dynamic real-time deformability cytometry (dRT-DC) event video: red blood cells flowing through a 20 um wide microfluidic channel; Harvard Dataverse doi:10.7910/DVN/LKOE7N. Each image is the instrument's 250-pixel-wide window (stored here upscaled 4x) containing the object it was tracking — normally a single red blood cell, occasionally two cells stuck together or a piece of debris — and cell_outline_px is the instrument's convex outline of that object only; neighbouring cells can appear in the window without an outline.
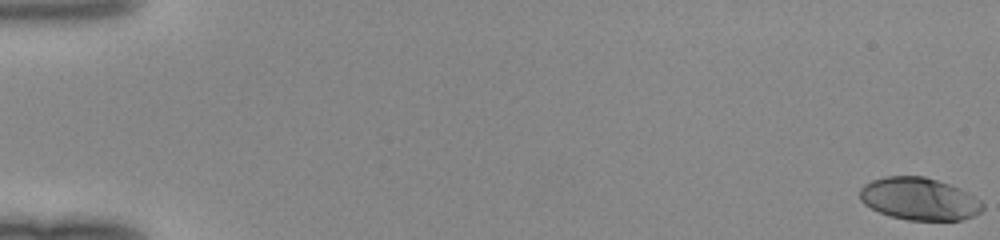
{"species": "human", "species_latin": "Homo sapiens", "temperature_condition": "room temperature", "stored_images_in_passage": 51, "camera_frame_rate_fps": 3000, "um_per_image_px": 0.085, "donor": {"sex": "female"}, "frame": {"image": 1, "passage_image": 1, "time_ms": 0.0, "image_size_px": [1000, 240], "cell_outline_px": [[984, 208], [980, 212], [972, 216], [960, 220], [908, 220], [892, 216], [880, 212], [864, 204], [860, 200], [860, 188], [864, 184], [872, 180], [884, 176], [924, 176], [960, 188], [968, 192], [980, 200], [984, 204]], "centroid_in_image_um": [78.13, 16.9], "position_along_channel_um": 6.9, "area_um2": 30.29}}
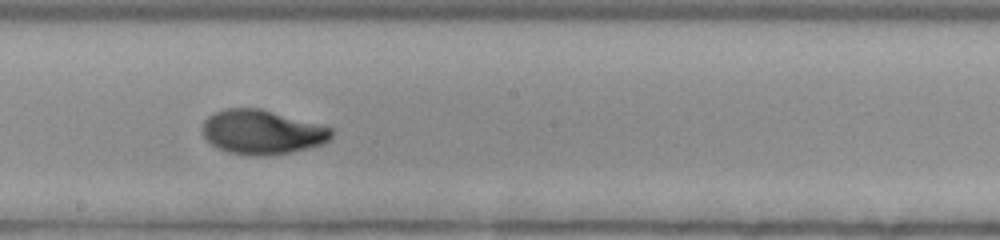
{"frame": {"image": 2, "passage_image": 30, "time_ms": 9.667, "image_size_px": [1000, 240], "cell_outline_px": [[332, 136], [324, 144], [292, 152], [268, 156], [256, 156], [228, 152], [216, 148], [204, 136], [204, 120], [212, 112], [224, 108], [260, 108], [332, 128]], "centroid_in_image_um": [22.26, 11.23], "position_along_channel_um": 225.9, "area_um2": 33.29}}
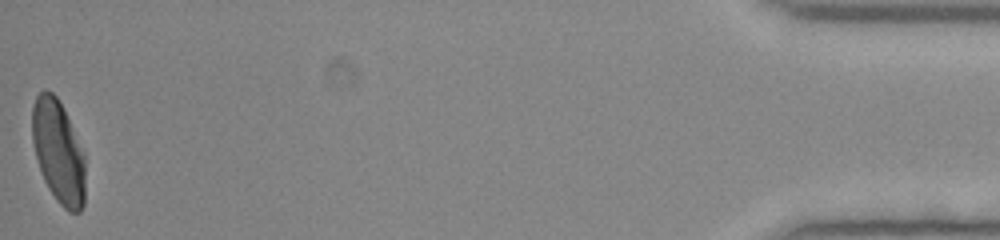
{"frame": {"image": 3, "passage_image": 51, "time_ms": 16.667, "image_size_px": [1000, 240], "cell_outline_px": [[84, 204], [80, 212], [68, 212], [56, 200], [48, 188], [44, 180], [36, 156], [32, 140], [32, 104], [36, 96], [44, 88], [52, 92], [56, 96], [64, 108], [84, 156]], "centroid_in_image_um": [4.94, 12.88], "position_along_channel_um": 430.3, "area_um2": 31.67}}